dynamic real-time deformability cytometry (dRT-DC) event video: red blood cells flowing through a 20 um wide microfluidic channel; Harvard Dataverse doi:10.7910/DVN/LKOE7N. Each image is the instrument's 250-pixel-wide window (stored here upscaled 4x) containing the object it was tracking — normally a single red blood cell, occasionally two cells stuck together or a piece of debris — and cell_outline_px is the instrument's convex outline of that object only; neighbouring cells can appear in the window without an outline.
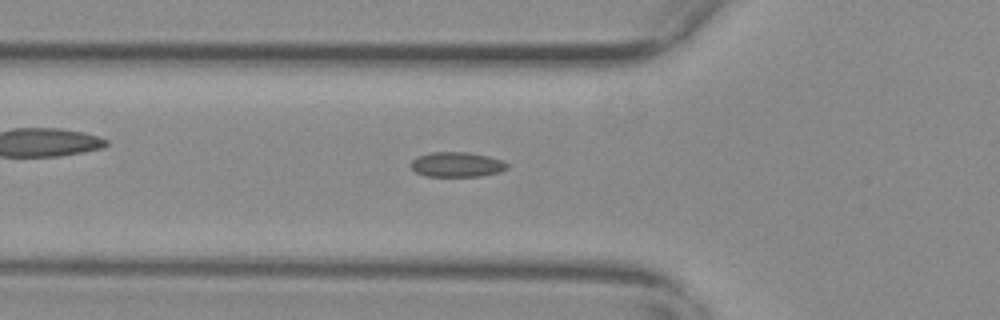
{"species": "common noctule bat (a hibernating species)", "species_latin": "Nyctalus noctula", "temperature_condition": "warm", "stored_images_in_passage": 54, "camera_frame_rate_fps": 3000, "um_per_image_px": 0.085, "animal": {"sex": "female", "body_mass_g": 29.2, "forearm_length_mm": 56.3}, "frame": {"image": 1, "passage_image": 19, "time_ms": 6.0, "image_size_px": [1000, 320], "cell_outline_px": [[508, 168], [500, 172], [484, 176], [424, 176], [416, 172], [412, 168], [412, 160], [416, 156], [432, 152], [468, 152], [488, 156], [500, 160], [508, 164]], "centroid_in_image_um": [38.84, 13.98], "position_along_channel_um": 87.0, "area_um2": 13.99}}
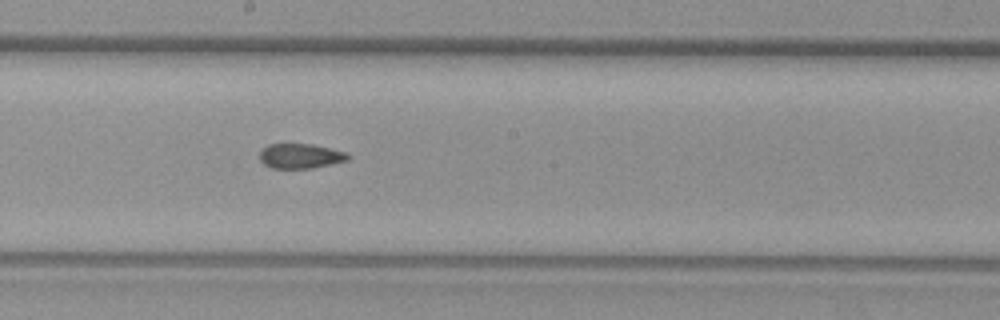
{"frame": {"image": 2, "passage_image": 30, "time_ms": 9.667, "image_size_px": [1000, 320], "cell_outline_px": [[352, 156], [348, 160], [312, 168], [272, 168], [264, 164], [260, 160], [260, 152], [268, 144], [312, 144], [348, 152]], "centroid_in_image_um": [25.57, 13.26], "position_along_channel_um": 222.6, "area_um2": 12.77}}
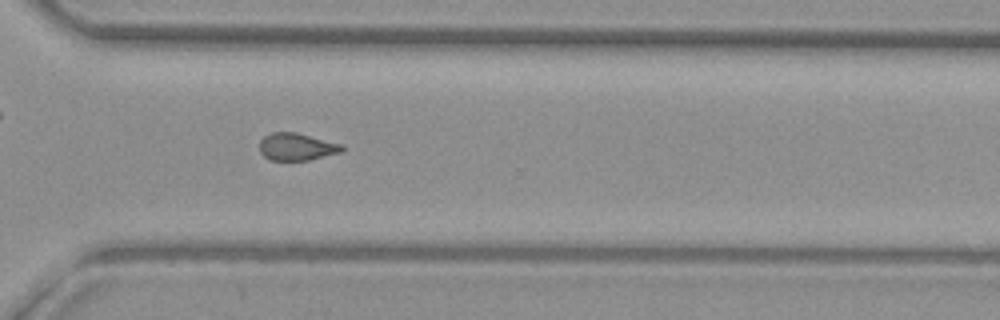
{"frame": {"image": 3, "passage_image": 40, "time_ms": 13.0, "image_size_px": [1000, 320], "cell_outline_px": [[344, 152], [308, 160], [272, 160], [264, 156], [260, 152], [260, 140], [264, 136], [272, 132], [296, 132], [344, 144]], "centroid_in_image_um": [25.27, 12.47], "position_along_channel_um": 345.3, "area_um2": 13.29}, "authors_computed_cell_mechanics": {"area_um2": 13.6408, "velocity_mm_per_s": 3.6888, "shape_relaxation_time_tau1_ms": null, "shape_relaxation_time_tau2_ms": 3.3063, "deformation_change_tau1": null, "deformation_change_tau2": 0.0946}}